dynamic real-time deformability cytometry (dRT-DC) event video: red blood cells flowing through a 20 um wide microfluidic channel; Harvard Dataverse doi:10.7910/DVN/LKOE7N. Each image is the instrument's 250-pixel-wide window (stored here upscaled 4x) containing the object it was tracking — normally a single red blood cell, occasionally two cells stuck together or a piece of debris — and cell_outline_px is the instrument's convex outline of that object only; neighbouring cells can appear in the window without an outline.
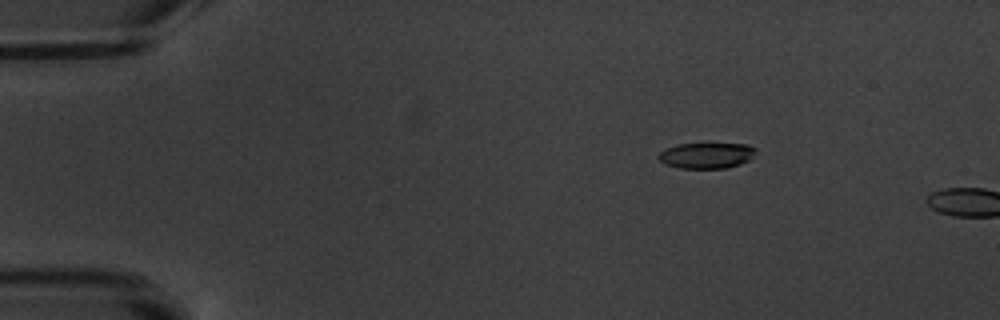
{"species": "common noctule bat (a hibernating species)", "species_latin": "Nyctalus noctula", "temperature_condition": "warm", "stored_images_in_passage": 3, "camera_frame_rate_fps": 3000, "um_per_image_px": 0.085, "animal": {"sex": "male", "body_mass_g": 20.1, "forearm_length_mm": 53.5}, "frame": {"image": 1, "passage_image": 2, "time_ms": 2.0, "image_size_px": [1000, 320], "cell_outline_px": [[756, 152], [748, 160], [740, 164], [724, 168], [680, 168], [664, 164], [656, 156], [664, 148], [676, 144], [748, 144], [756, 148]], "centroid_in_image_um": [60.01, 13.21], "position_along_channel_um": 25.0, "area_um2": 14.62}}